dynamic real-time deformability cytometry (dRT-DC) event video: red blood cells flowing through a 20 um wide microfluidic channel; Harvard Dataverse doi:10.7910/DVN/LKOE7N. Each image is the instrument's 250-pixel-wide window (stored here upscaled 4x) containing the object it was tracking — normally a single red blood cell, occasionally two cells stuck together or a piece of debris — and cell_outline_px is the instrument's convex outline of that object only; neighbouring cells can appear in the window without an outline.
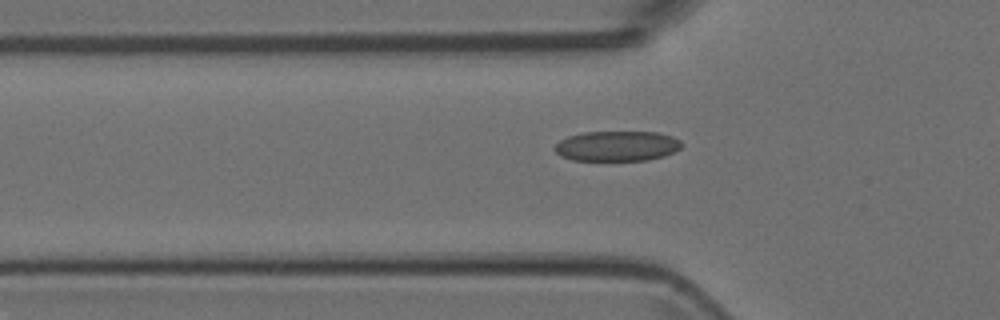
{"species": "Egyptian fruit bat (a non-hibernating species)", "species_latin": "Rousettus aegyptiacus", "temperature_condition": "room temperature", "stored_images_in_passage": 35, "camera_frame_rate_fps": 3000, "um_per_image_px": 0.085, "animal": {"sex": "female"}, "frame": {"image": 1, "passage_image": 7, "time_ms": 2.0, "image_size_px": [1000, 320], "cell_outline_px": [[684, 144], [680, 148], [664, 156], [648, 160], [572, 160], [560, 156], [552, 148], [560, 140], [568, 136], [584, 132], [656, 132], [672, 136], [680, 140]], "centroid_in_image_um": [52.43, 12.41], "position_along_channel_um": 73.4, "area_um2": 22.37}}
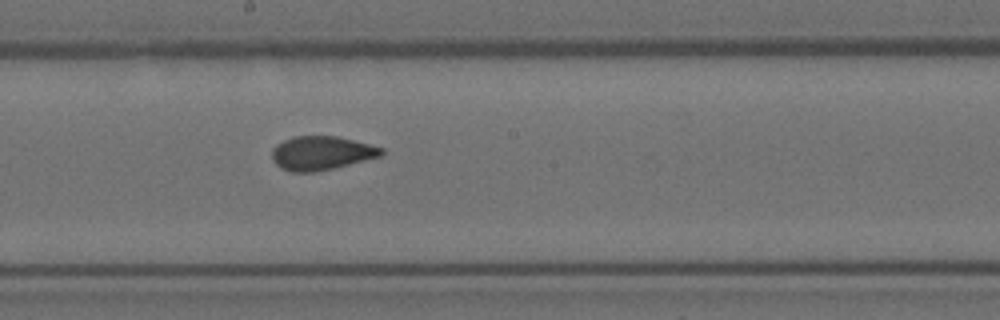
{"frame": {"image": 2, "passage_image": 18, "time_ms": 5.667, "image_size_px": [1000, 320], "cell_outline_px": [[384, 152], [380, 156], [316, 172], [292, 172], [280, 168], [272, 160], [272, 148], [276, 144], [292, 136], [336, 136], [384, 148]], "centroid_in_image_um": [27.26, 13.01], "position_along_channel_um": 220.9, "area_um2": 21.44}}
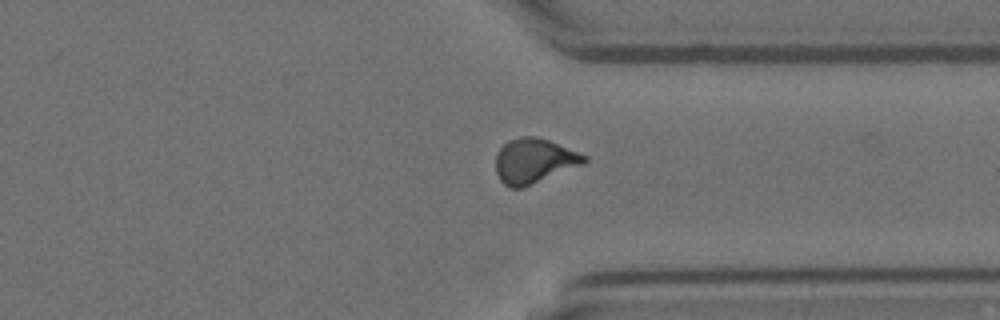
{"frame": {"image": 3, "passage_image": 29, "time_ms": 9.333, "image_size_px": [1000, 320], "cell_outline_px": [[588, 160], [580, 164], [520, 188], [512, 188], [504, 184], [500, 180], [496, 172], [496, 156], [500, 148], [508, 140], [520, 136], [536, 136], [548, 140], [588, 156]], "centroid_in_image_um": [45.34, 13.64], "position_along_channel_um": 366.1, "area_um2": 22.48}}